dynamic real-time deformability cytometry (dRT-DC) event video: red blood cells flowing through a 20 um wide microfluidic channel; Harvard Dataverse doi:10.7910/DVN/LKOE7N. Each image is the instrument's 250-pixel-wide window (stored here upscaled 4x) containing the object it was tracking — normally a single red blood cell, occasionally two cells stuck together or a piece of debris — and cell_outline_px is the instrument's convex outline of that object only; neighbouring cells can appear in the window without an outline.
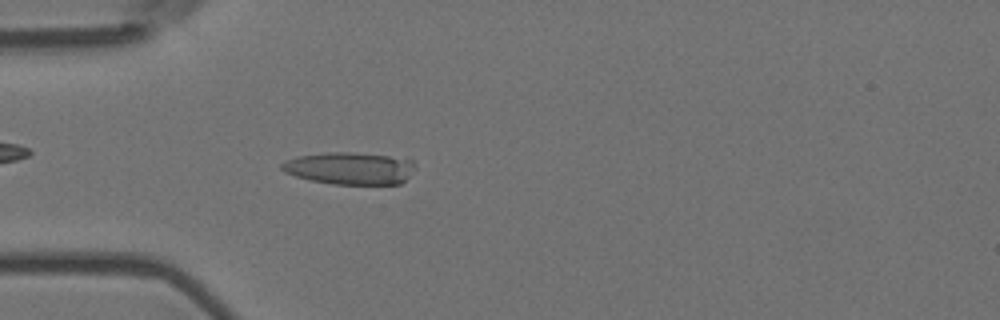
{"species": "Egyptian fruit bat (a non-hibernating species)", "species_latin": "Rousettus aegyptiacus", "temperature_condition": "room temperature", "stored_images_in_passage": 55, "camera_frame_rate_fps": 3000, "um_per_image_px": 0.085, "animal": {"sex": "female"}, "frame": {"image": 1, "passage_image": 16, "time_ms": 5.0, "image_size_px": [1000, 320], "cell_outline_px": [[416, 168], [400, 184], [332, 184], [308, 180], [284, 172], [280, 168], [280, 164], [284, 160], [300, 156], [328, 152], [348, 152], [388, 156], [412, 160], [416, 164]], "centroid_in_image_um": [29.71, 14.31], "position_along_channel_um": 55.3, "area_um2": 25.09}}
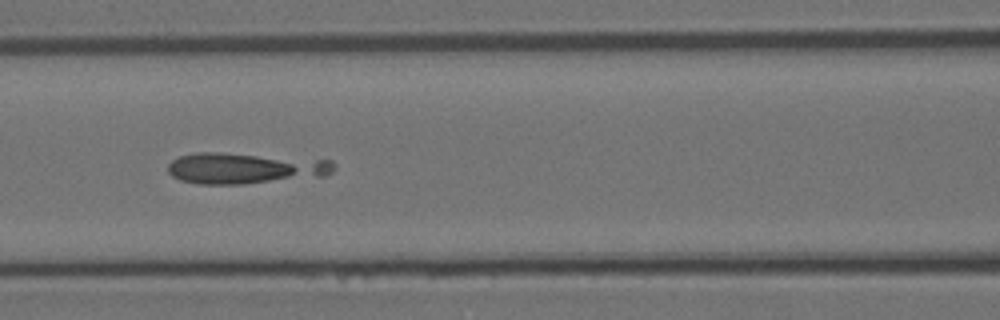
{"frame": {"image": 2, "passage_image": 24, "time_ms": 7.667, "image_size_px": [1000, 320], "cell_outline_px": [[336, 168], [332, 172], [324, 176], [244, 184], [200, 184], [180, 180], [172, 176], [168, 172], [168, 164], [172, 160], [180, 156], [196, 152], [220, 152], [332, 160], [336, 164]], "centroid_in_image_um": [20.83, 14.29], "position_along_channel_um": 145.8, "area_um2": 30.23}}
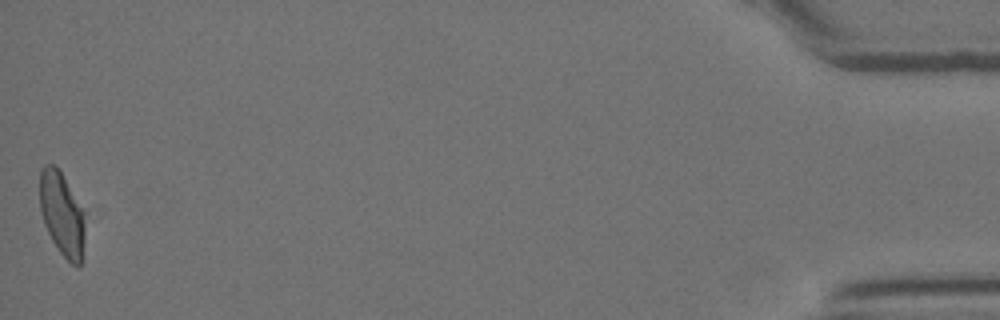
{"frame": {"image": 3, "passage_image": 55, "time_ms": 18.0, "image_size_px": [1000, 320], "cell_outline_px": [[88, 216], [84, 260], [76, 268], [60, 252], [52, 240], [44, 224], [40, 208], [40, 172], [44, 164], [52, 164], [60, 168]], "centroid_in_image_um": [5.36, 18.22], "position_along_channel_um": 429.8, "area_um2": 23.29}, "authors_computed_cell_mechanics": {"area_um2": 23.9292, "velocity_mm_per_s": 3.6498, "shape_relaxation_time_tau1_ms": 2.0823, "shape_relaxation_time_tau2_ms": null, "deformation_change_tau1": 0.3999, "deformation_change_tau2": null}}